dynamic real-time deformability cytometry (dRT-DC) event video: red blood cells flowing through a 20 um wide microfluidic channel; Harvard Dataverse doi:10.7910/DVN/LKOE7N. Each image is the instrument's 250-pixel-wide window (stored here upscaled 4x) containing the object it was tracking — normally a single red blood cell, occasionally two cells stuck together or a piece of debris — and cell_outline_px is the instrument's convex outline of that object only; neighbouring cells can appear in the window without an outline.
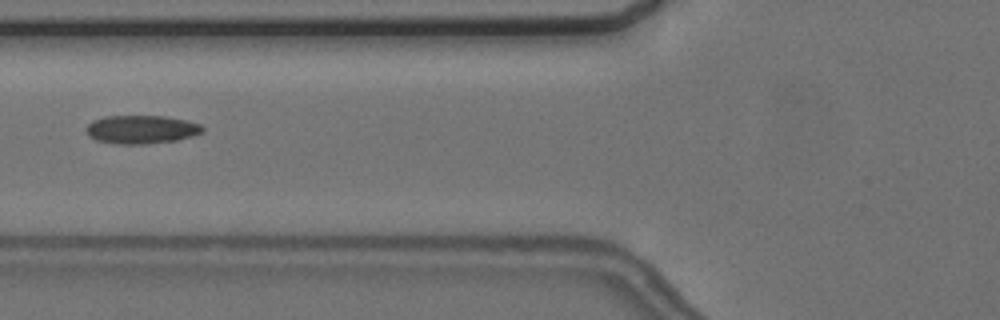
{"species": "common noctule bat (a hibernating species)", "species_latin": "Nyctalus noctula", "temperature_condition": "cold", "stored_images_in_passage": 4, "camera_frame_rate_fps": 3000, "um_per_image_px": 0.085, "animal": {"sex": "female", "body_mass_g": 24.6, "forearm_length_mm": 56.2}, "frame": {"image": 1, "passage_image": 4, "time_ms": 3.667, "image_size_px": [1000, 320], "cell_outline_px": [[204, 132], [192, 136], [176, 140], [148, 144], [116, 144], [96, 140], [88, 136], [84, 128], [92, 120], [108, 116], [164, 116], [184, 120], [200, 124], [204, 128]], "centroid_in_image_um": [11.99, 11.01], "position_along_channel_um": 113.8, "area_um2": 19.36}}